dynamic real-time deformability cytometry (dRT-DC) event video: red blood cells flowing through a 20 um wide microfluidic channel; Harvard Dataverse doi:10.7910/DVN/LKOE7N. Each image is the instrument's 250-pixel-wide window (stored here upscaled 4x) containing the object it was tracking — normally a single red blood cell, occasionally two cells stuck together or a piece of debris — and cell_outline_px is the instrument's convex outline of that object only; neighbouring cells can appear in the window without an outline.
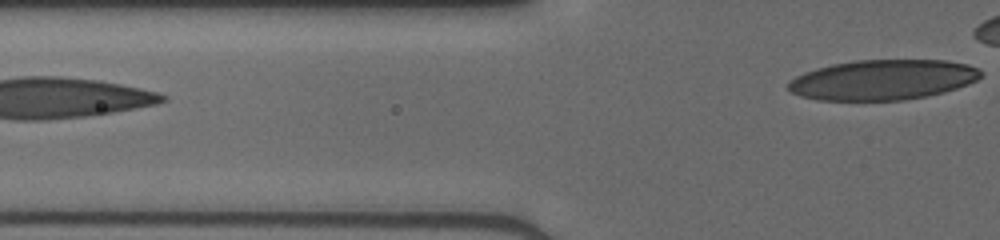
{"species": "human", "species_latin": "Homo sapiens", "temperature_condition": "cold", "stored_images_in_passage": 9, "segment_of_instrument_passage": [2, 2], "camera_frame_rate_fps": 3000, "um_per_image_px": 0.085, "donor": {"sex": "male"}, "frame": {"image": 1, "passage_image": 9, "time_ms": 2.667, "image_size_px": [1000, 240], "cell_outline_px": [[980, 76], [976, 80], [968, 84], [944, 92], [904, 100], [816, 100], [800, 96], [792, 92], [788, 88], [788, 84], [796, 76], [804, 72], [816, 68], [832, 64], [856, 60], [944, 60], [968, 64], [976, 68], [980, 72]], "centroid_in_image_um": [75.01, 6.78], "position_along_channel_um": 50.8, "area_um2": 44.85}}